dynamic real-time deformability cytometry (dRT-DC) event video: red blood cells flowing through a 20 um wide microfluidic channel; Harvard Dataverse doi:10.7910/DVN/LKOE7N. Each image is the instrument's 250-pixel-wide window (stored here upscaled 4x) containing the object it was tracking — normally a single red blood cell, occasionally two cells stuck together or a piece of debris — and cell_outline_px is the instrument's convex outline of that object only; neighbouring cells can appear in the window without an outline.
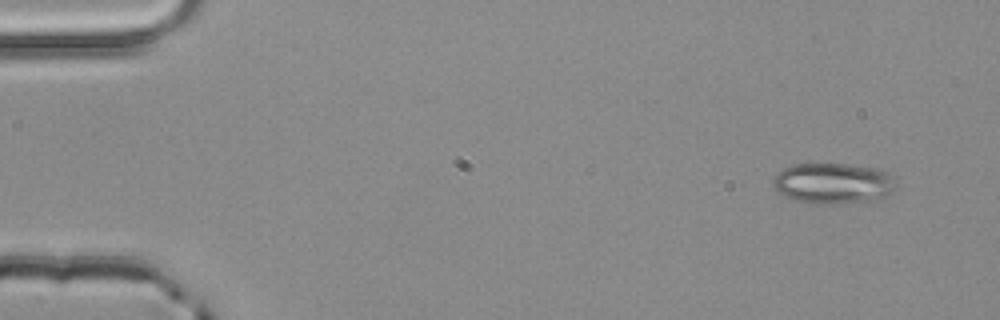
{"species": "common noctule bat (a hibernating species)", "species_latin": "Nyctalus noctula", "temperature_condition": "room temperature", "stored_images_in_passage": 4, "camera_frame_rate_fps": 3000, "um_per_image_px": 0.085, "animal": {"sex": "male", "body_mass_g": 20.4}, "frame": {"image": 1, "passage_image": 1, "time_ms": 0.0, "image_size_px": [1000, 320], "cell_outline_px": [[896, 188], [892, 192], [876, 200], [836, 204], [812, 204], [792, 200], [784, 196], [772, 184], [772, 180], [776, 172], [792, 164], [848, 164], [880, 168], [888, 172], [896, 184]], "centroid_in_image_um": [70.81, 15.58], "position_along_channel_um": 14.2, "area_um2": 29.65}}